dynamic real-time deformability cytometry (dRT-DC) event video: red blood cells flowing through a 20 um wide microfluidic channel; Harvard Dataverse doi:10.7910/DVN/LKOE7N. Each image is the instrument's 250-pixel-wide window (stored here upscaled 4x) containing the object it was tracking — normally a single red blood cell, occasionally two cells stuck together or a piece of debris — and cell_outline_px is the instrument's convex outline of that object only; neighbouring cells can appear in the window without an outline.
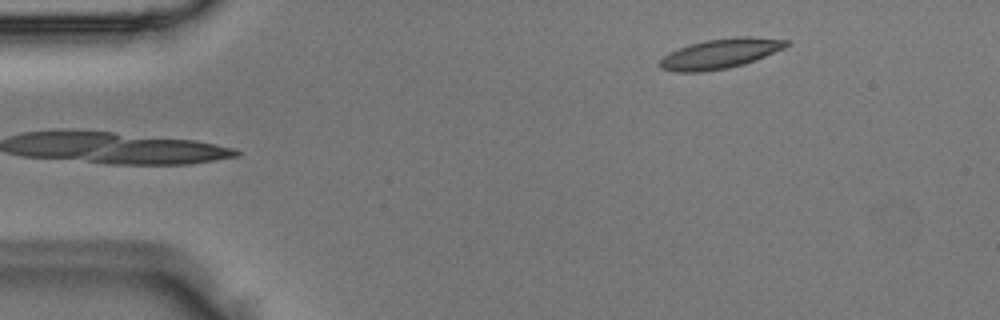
{"species": "Egyptian fruit bat (a non-hibernating species)", "species_latin": "Rousettus aegyptiacus", "temperature_condition": "room temperature", "stored_images_in_passage": 5, "camera_frame_rate_fps": 3000, "um_per_image_px": 0.085, "animal": {"sex": "male"}, "frame": {"image": 1, "passage_image": 5, "time_ms": 1.333, "image_size_px": [1000, 320], "cell_outline_px": [[792, 44], [784, 48], [744, 64], [728, 68], [700, 72], [672, 72], [660, 68], [660, 60], [664, 56], [680, 48], [704, 40], [736, 36], [748, 36], [788, 40]], "centroid_in_image_um": [61.24, 4.55], "position_along_channel_um": 23.8, "area_um2": 21.85}}